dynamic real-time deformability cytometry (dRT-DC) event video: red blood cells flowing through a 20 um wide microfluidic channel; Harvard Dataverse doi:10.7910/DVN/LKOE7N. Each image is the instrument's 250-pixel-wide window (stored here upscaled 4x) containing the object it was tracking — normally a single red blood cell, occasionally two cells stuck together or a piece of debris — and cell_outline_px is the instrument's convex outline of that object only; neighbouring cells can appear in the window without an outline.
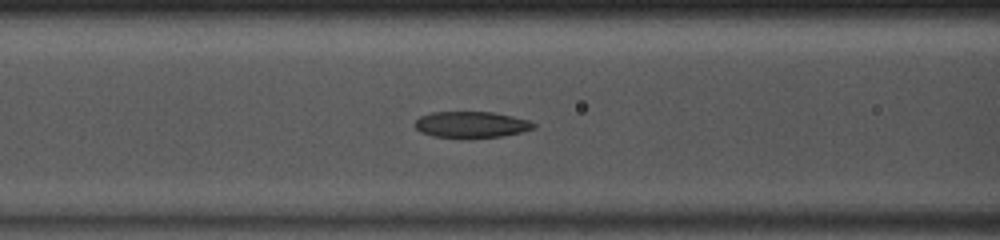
{"species": "common noctule bat (a hibernating species)", "species_latin": "Nyctalus noctula", "temperature_condition": "room temperature", "stored_images_in_passage": 40, "camera_frame_rate_fps": 3000, "um_per_image_px": 0.085, "animal": {"sex": "male", "body_mass_g": 13.0, "forearm_length_mm": 53.1}, "frame": {"image": 1, "passage_image": 10, "time_ms": 3.0, "image_size_px": [1000, 240], "cell_outline_px": [[536, 128], [520, 132], [500, 136], [432, 136], [420, 132], [412, 124], [420, 116], [432, 112], [492, 112], [512, 116], [528, 120], [536, 124]], "centroid_in_image_um": [40.03, 10.56], "position_along_channel_um": 126.6, "area_um2": 17.69}}
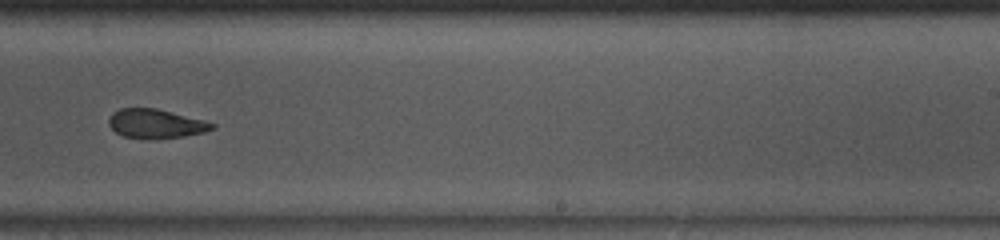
{"frame": {"image": 2, "passage_image": 21, "time_ms": 6.667, "image_size_px": [1000, 240], "cell_outline_px": [[216, 128], [204, 132], [184, 136], [124, 136], [116, 132], [108, 124], [108, 120], [112, 112], [120, 108], [156, 108], [204, 120], [216, 124]], "centroid_in_image_um": [13.25, 10.46], "position_along_channel_um": 275.7, "area_um2": 16.82}}
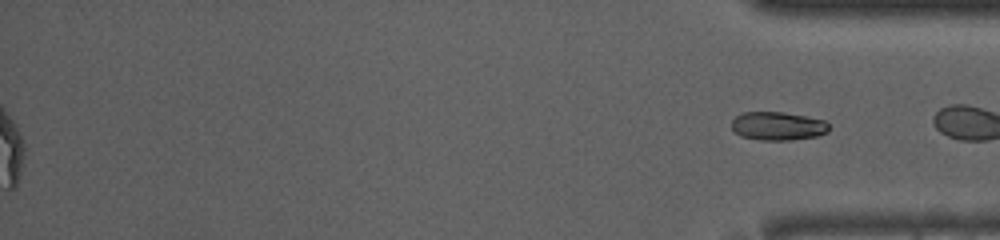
{"frame": {"image": 3, "passage_image": 40, "time_ms": 13.0, "image_size_px": [1000, 240], "cell_outline_px": [[828, 132], [816, 136], [792, 140], [760, 140], [740, 136], [732, 128], [732, 120], [736, 116], [744, 112], [784, 112], [808, 116], [824, 120], [828, 124]], "centroid_in_image_um": [66.12, 10.71], "position_along_channel_um": 369.1, "area_um2": 16.18}}